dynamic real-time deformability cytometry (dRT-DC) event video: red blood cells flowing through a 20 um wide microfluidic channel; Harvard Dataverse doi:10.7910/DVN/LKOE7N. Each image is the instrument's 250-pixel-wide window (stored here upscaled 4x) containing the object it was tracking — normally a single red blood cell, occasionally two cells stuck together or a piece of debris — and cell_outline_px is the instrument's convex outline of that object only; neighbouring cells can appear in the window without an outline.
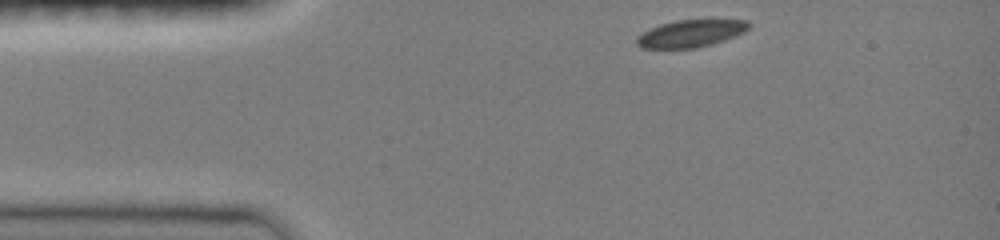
{"species": "common noctule bat (a hibernating species)", "species_latin": "Nyctalus noctula", "temperature_condition": "room temperature", "stored_images_in_passage": 37, "camera_frame_rate_fps": 3000, "um_per_image_px": 0.085, "animal": {"sex": "female", "body_mass_g": 19.0, "forearm_length_mm": 51.5}, "frame": {"image": 1, "passage_image": 1, "time_ms": 0.0, "image_size_px": [1000, 240], "cell_outline_px": [[752, 24], [744, 32], [736, 36], [712, 44], [696, 48], [640, 48], [636, 44], [636, 36], [660, 24], [676, 20], [712, 16], [748, 20]], "centroid_in_image_um": [58.82, 2.78], "position_along_channel_um": 26.2, "area_um2": 18.84}}
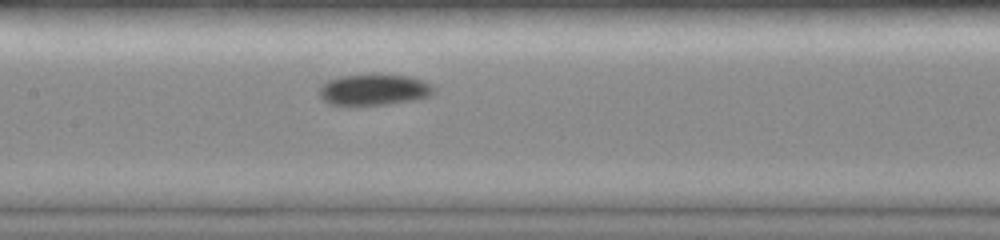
{"frame": {"image": 2, "passage_image": 16, "time_ms": 5.0, "image_size_px": [1000, 240], "cell_outline_px": [[436, 88], [428, 96], [416, 100], [388, 104], [328, 104], [320, 96], [320, 84], [328, 80], [340, 76], [372, 72], [380, 72], [408, 76], [432, 84]], "centroid_in_image_um": [31.79, 7.57], "position_along_channel_um": 175.6, "area_um2": 21.21}}
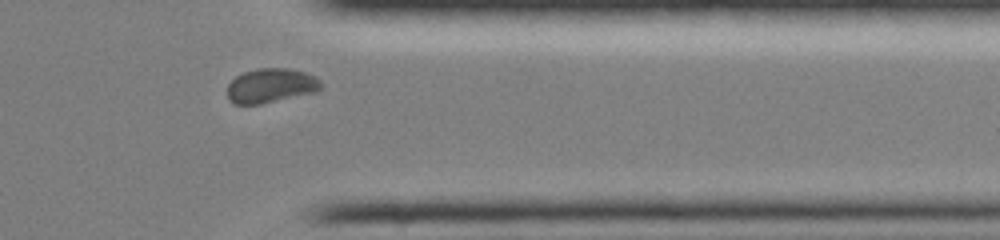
{"frame": {"image": 3, "passage_image": 32, "time_ms": 10.333, "image_size_px": [1000, 240], "cell_outline_px": [[324, 88], [316, 92], [260, 104], [232, 104], [228, 100], [228, 84], [236, 76], [244, 72], [256, 68], [288, 68], [304, 72], [316, 76], [324, 84]], "centroid_in_image_um": [23.05, 7.28], "position_along_channel_um": 388.3, "area_um2": 19.02}, "authors_computed_cell_mechanics": {"area_um2": 19.5364, "velocity_mm_per_s": 3.9827, "shape_relaxation_time_tau1_ms": 2.9913, "shape_relaxation_time_tau2_ms": 2.8146, "deformation_change_tau1": 0.0435, "deformation_change_tau2": 0.0456}}